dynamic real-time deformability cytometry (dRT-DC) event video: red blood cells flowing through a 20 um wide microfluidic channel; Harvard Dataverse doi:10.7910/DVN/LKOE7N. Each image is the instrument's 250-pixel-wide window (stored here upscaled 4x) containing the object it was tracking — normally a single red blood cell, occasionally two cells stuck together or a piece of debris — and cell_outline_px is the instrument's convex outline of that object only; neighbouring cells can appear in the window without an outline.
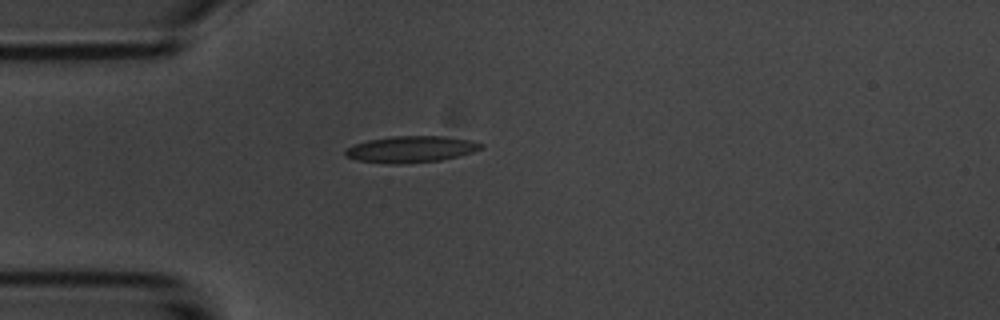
{"species": "common noctule bat (a hibernating species)", "species_latin": "Nyctalus noctula", "temperature_condition": "room temperature", "stored_images_in_passage": 1, "camera_frame_rate_fps": 3000, "um_per_image_px": 0.085, "animal": {"sex": "male", "body_mass_g": 20.1, "forearm_length_mm": 53.5}, "frame": {"image": 1, "passage_image": 1, "time_ms": 0.0, "image_size_px": [1000, 320], "cell_outline_px": [[484, 148], [472, 152], [440, 160], [400, 164], [388, 164], [356, 160], [344, 156], [344, 148], [352, 144], [368, 140], [392, 136], [444, 136], [472, 140], [484, 144]], "centroid_in_image_um": [34.88, 12.68], "position_along_channel_um": 50.1, "area_um2": 21.15}}